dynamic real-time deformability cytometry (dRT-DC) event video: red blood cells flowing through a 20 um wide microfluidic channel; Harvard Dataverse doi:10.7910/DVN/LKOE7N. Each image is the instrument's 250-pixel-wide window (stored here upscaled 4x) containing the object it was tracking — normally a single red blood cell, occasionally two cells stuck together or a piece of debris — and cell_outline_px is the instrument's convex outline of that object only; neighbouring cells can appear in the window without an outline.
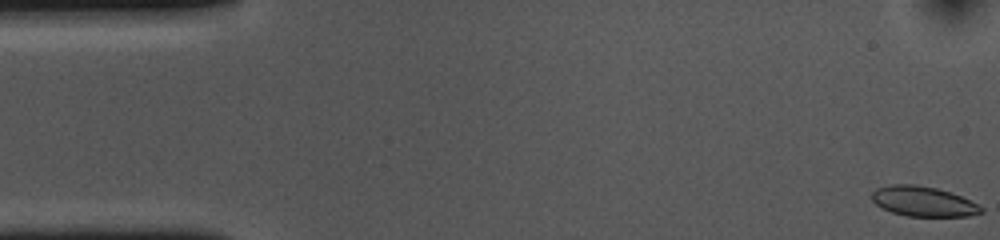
{"species": "common noctule bat (a hibernating species)", "species_latin": "Nyctalus noctula", "temperature_condition": "cold", "stored_images_in_passage": 12, "camera_frame_rate_fps": 3000, "um_per_image_px": 0.085, "animal": {"sex": "female", "body_mass_g": 10.0, "forearm_length_mm": 53.1}, "frame": {"image": 1, "passage_image": 1, "time_ms": 0.0, "image_size_px": [1000, 240], "cell_outline_px": [[984, 212], [968, 216], [908, 216], [892, 212], [880, 208], [872, 200], [872, 192], [876, 188], [892, 184], [916, 184], [936, 188], [952, 192], [984, 208]], "centroid_in_image_um": [78.45, 17.11], "position_along_channel_um": 6.5, "area_um2": 19.13}}